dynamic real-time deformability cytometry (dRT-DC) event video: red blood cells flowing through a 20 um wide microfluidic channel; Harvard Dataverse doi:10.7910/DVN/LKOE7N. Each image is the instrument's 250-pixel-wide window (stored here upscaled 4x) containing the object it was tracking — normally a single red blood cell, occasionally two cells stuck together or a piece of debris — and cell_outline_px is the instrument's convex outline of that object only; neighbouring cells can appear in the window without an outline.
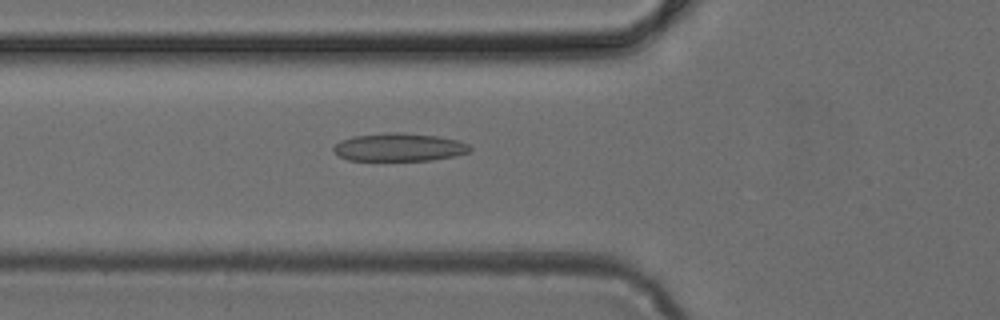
{"species": "common noctule bat (a hibernating species)", "species_latin": "Nyctalus noctula", "temperature_condition": "cold", "stored_images_in_passage": 48, "camera_frame_rate_fps": 3000, "um_per_image_px": 0.085, "animal": {"sex": "female", "body_mass_g": 24.6, "forearm_length_mm": 56.2}, "frame": {"image": 1, "passage_image": 17, "time_ms": 5.333, "image_size_px": [1000, 320], "cell_outline_px": [[472, 148], [468, 152], [456, 156], [432, 160], [348, 160], [340, 156], [332, 148], [340, 140], [352, 136], [392, 132], [400, 132], [436, 136], [456, 140], [468, 144]], "centroid_in_image_um": [33.93, 12.51], "position_along_channel_um": 91.9, "area_um2": 22.14}}
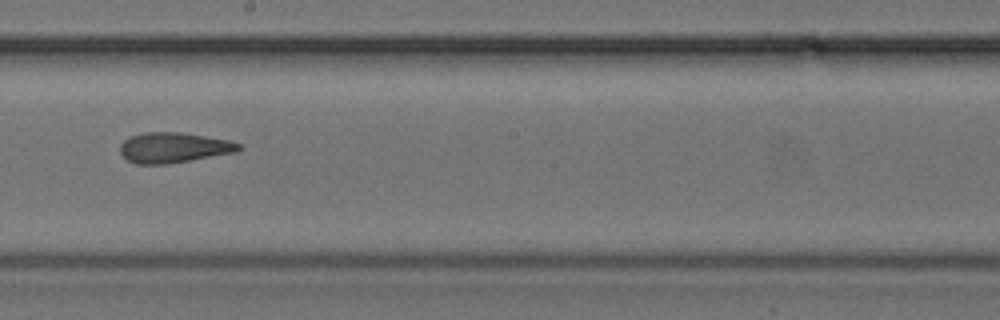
{"frame": {"image": 2, "passage_image": 27, "time_ms": 8.667, "image_size_px": [1000, 320], "cell_outline_px": [[244, 148], [236, 152], [164, 164], [136, 164], [128, 160], [120, 152], [120, 144], [128, 136], [144, 132], [180, 132], [228, 140], [240, 144]], "centroid_in_image_um": [14.73, 12.53], "position_along_channel_um": 233.5, "area_um2": 20.81}}
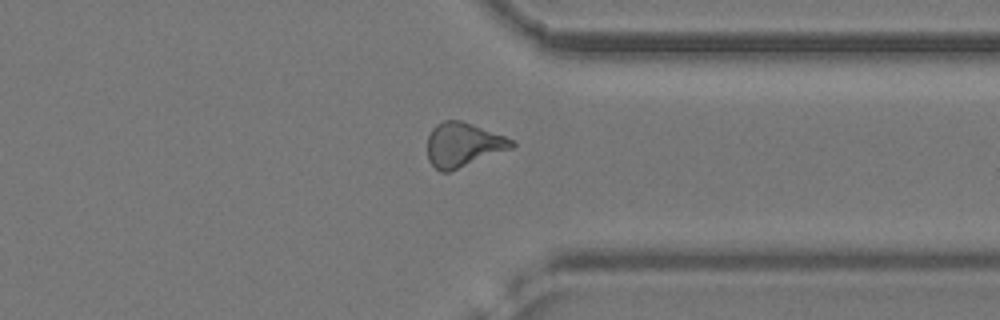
{"frame": {"image": 3, "passage_image": 37, "time_ms": 12.0, "image_size_px": [1000, 320], "cell_outline_px": [[516, 144], [512, 148], [448, 172], [440, 172], [428, 160], [428, 136], [432, 128], [436, 124], [444, 120], [460, 120], [472, 124], [504, 136], [512, 140]], "centroid_in_image_um": [39.34, 12.3], "position_along_channel_um": 372.1, "area_um2": 21.44}}